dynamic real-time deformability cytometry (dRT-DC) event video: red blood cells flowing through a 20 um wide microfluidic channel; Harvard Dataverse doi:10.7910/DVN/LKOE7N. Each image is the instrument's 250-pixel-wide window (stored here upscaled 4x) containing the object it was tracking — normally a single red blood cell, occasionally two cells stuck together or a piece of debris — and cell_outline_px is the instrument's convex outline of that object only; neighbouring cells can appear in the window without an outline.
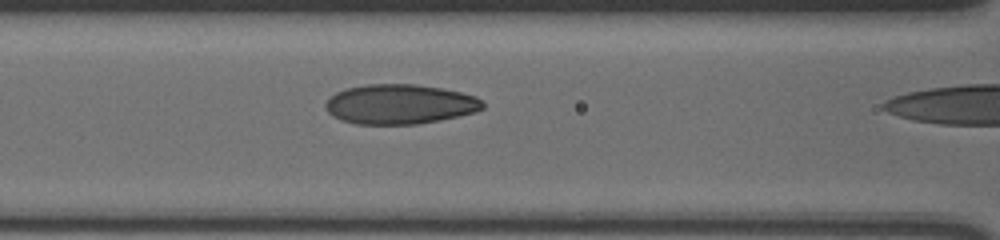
{"species": "human", "species_latin": "Homo sapiens", "temperature_condition": "cold", "stored_images_in_passage": 25, "camera_frame_rate_fps": 3000, "um_per_image_px": 0.085, "donor": {"sex": "male"}, "frame": {"image": 1, "passage_image": 24, "time_ms": 7.667, "image_size_px": [1000, 240], "cell_outline_px": [[484, 108], [472, 112], [456, 116], [416, 124], [356, 124], [340, 120], [332, 116], [324, 108], [324, 104], [328, 96], [344, 88], [364, 84], [416, 84], [440, 88], [460, 92], [476, 96], [484, 104]], "centroid_in_image_um": [33.89, 8.84], "position_along_channel_um": 132.7, "area_um2": 36.47}}